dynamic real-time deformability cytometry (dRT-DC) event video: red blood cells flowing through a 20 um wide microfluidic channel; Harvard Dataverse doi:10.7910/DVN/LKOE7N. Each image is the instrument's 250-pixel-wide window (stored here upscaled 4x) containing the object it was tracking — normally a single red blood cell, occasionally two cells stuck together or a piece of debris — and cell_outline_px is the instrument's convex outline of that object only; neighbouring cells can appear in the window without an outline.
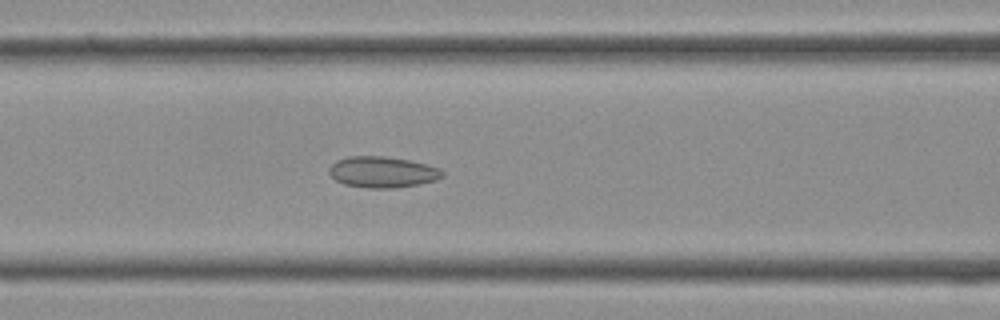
{"species": "Egyptian fruit bat (a non-hibernating species)", "species_latin": "Rousettus aegyptiacus", "temperature_condition": "cold", "stored_images_in_passage": 37, "camera_frame_rate_fps": 3000, "um_per_image_px": 0.085, "frame": {"image": 1, "passage_image": 15, "time_ms": 4.667, "image_size_px": [1000, 320], "cell_outline_px": [[444, 176], [436, 180], [420, 184], [392, 188], [368, 188], [344, 184], [336, 180], [328, 172], [328, 168], [336, 160], [348, 156], [384, 156], [412, 160], [440, 168], [444, 172]], "centroid_in_image_um": [32.52, 14.62], "position_along_channel_um": 134.1, "area_um2": 20.69}}
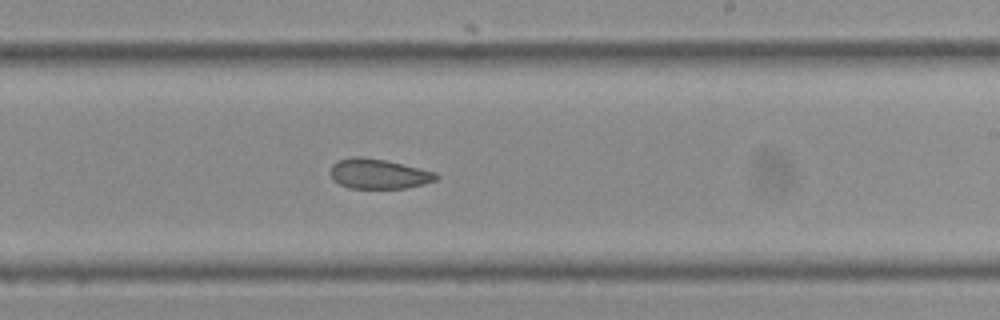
{"frame": {"image": 2, "passage_image": 22, "time_ms": 7.0, "image_size_px": [1000, 320], "cell_outline_px": [[440, 176], [436, 180], [424, 184], [404, 188], [348, 188], [340, 184], [332, 176], [332, 164], [336, 160], [352, 156], [364, 156], [384, 160], [436, 172]], "centroid_in_image_um": [32.19, 14.77], "position_along_channel_um": 256.8, "area_um2": 18.32}}
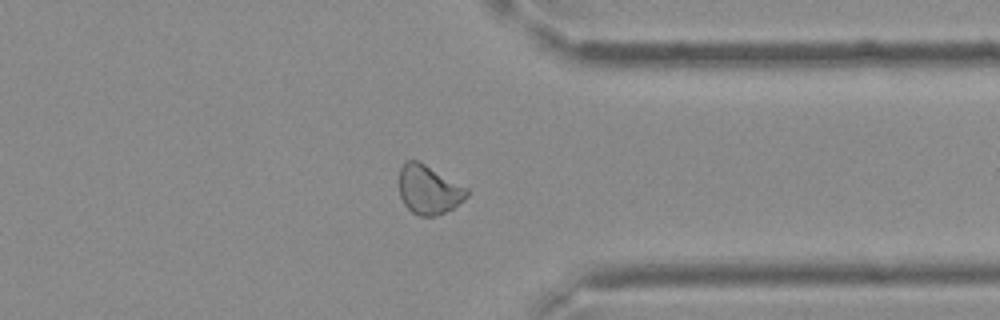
{"frame": {"image": 3, "passage_image": 29, "time_ms": 9.333, "image_size_px": [1000, 320], "cell_outline_px": [[468, 196], [464, 200], [452, 208], [436, 216], [420, 216], [412, 212], [404, 204], [400, 196], [400, 168], [408, 160], [416, 160], [424, 164], [468, 188]], "centroid_in_image_um": [36.45, 16.14], "position_along_channel_um": 375.0, "area_um2": 19.02}}